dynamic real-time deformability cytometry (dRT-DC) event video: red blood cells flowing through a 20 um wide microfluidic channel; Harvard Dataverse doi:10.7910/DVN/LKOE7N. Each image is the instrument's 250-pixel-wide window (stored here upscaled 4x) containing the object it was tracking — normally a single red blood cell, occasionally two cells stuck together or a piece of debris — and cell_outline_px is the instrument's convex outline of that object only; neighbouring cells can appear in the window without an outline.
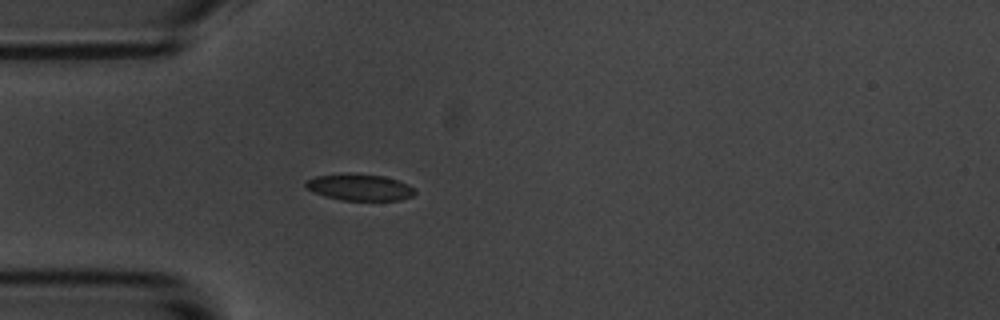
{"species": "common noctule bat (a hibernating species)", "species_latin": "Nyctalus noctula", "temperature_condition": "room temperature", "stored_images_in_passage": 1, "camera_frame_rate_fps": 3000, "um_per_image_px": 0.085, "animal": {"sex": "male", "body_mass_g": 20.1, "forearm_length_mm": 53.5}, "frame": {"image": 1, "passage_image": 1, "time_ms": 0.0, "image_size_px": [1000, 320], "cell_outline_px": [[416, 192], [412, 196], [400, 200], [340, 200], [324, 196], [312, 192], [304, 184], [308, 180], [316, 176], [340, 172], [348, 172], [384, 176], [408, 184], [416, 188]], "centroid_in_image_um": [30.56, 15.9], "position_along_channel_um": 54.4, "area_um2": 17.17}}